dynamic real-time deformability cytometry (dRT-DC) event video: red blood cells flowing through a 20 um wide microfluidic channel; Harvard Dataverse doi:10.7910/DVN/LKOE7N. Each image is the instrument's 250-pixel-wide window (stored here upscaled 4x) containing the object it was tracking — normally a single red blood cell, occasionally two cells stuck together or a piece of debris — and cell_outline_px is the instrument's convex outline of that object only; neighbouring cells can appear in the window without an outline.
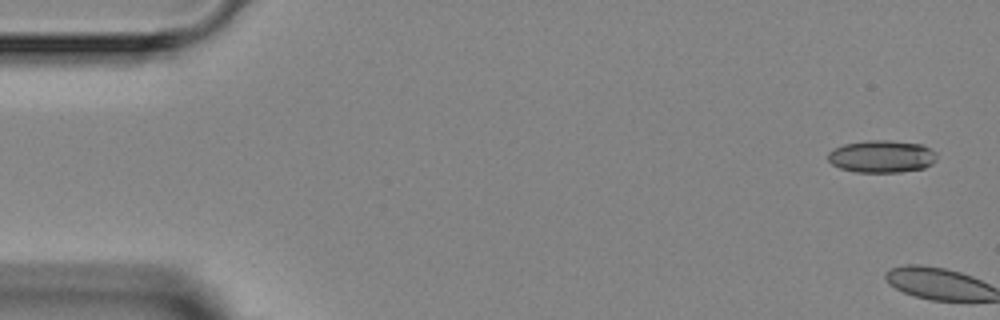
{"species": "Egyptian fruit bat (a non-hibernating species)", "species_latin": "Rousettus aegyptiacus", "temperature_condition": "room temperature", "stored_images_in_passage": 3, "camera_frame_rate_fps": 3000, "um_per_image_px": 0.085, "animal": {"sex": "female"}, "frame": {"image": 1, "passage_image": 1, "time_ms": 0.0, "image_size_px": [1000, 320], "cell_outline_px": [[936, 160], [932, 164], [924, 168], [900, 172], [856, 172], [840, 168], [832, 164], [828, 160], [828, 152], [844, 144], [868, 140], [888, 140], [924, 144], [936, 152]], "centroid_in_image_um": [74.98, 13.29], "position_along_channel_um": 10.0, "area_um2": 20.63}}